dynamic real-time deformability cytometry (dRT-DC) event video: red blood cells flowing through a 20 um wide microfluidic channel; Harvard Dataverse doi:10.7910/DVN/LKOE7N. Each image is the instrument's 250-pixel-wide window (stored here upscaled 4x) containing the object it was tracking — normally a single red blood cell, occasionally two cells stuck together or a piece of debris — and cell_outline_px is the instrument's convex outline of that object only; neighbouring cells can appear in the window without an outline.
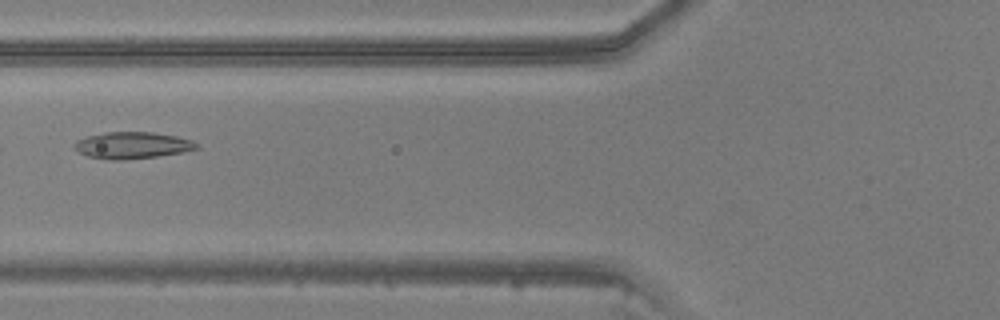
{"species": "common noctule bat (a hibernating species)", "species_latin": "Nyctalus noctula", "temperature_condition": "warm", "stored_images_in_passage": 45, "camera_frame_rate_fps": 3000, "um_per_image_px": 0.085, "animal": {"sex": "male", "body_mass_g": 20.5, "forearm_length_mm": 52.5}, "frame": {"image": 1, "passage_image": 17, "time_ms": 5.333, "image_size_px": [1000, 320], "cell_outline_px": [[200, 148], [180, 152], [156, 156], [124, 160], [108, 160], [88, 156], [72, 148], [72, 144], [76, 140], [88, 136], [108, 132], [152, 132], [176, 136], [192, 140], [200, 144]], "centroid_in_image_um": [11.23, 12.35], "position_along_channel_um": 114.6, "area_um2": 19.02}}
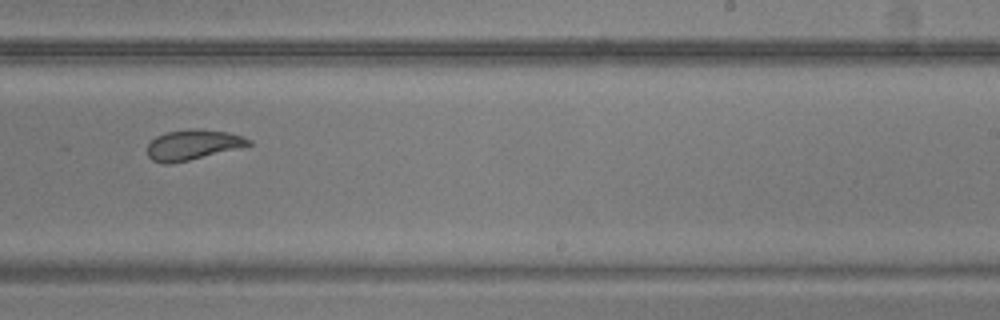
{"frame": {"image": 2, "passage_image": 28, "time_ms": 9.0, "image_size_px": [1000, 320], "cell_outline_px": [[252, 144], [172, 164], [164, 164], [152, 160], [148, 156], [148, 144], [156, 136], [164, 132], [188, 128], [200, 128], [228, 132], [244, 136], [252, 140]], "centroid_in_image_um": [16.36, 12.28], "position_along_channel_um": 272.6, "area_um2": 17.86}}
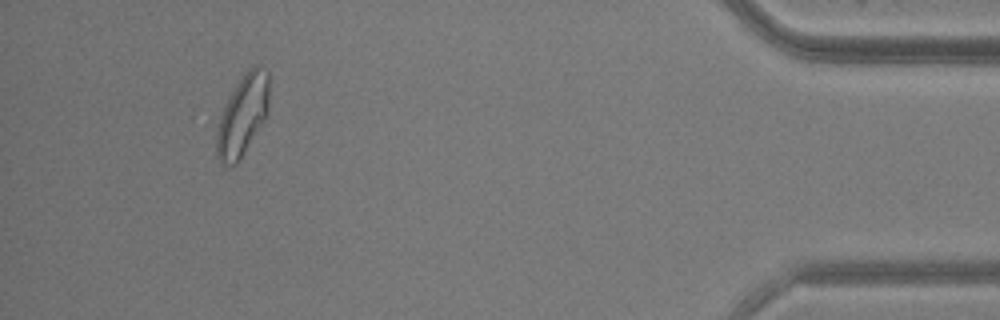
{"frame": {"image": 3, "passage_image": 42, "time_ms": 13.667, "image_size_px": [1000, 320], "cell_outline_px": [[268, 112], [264, 120], [236, 164], [220, 164], [216, 156], [216, 132], [220, 116], [228, 96], [244, 72], [252, 64], [260, 64], [268, 72]], "centroid_in_image_um": [20.61, 9.75], "position_along_channel_um": 414.6, "area_um2": 24.68}}